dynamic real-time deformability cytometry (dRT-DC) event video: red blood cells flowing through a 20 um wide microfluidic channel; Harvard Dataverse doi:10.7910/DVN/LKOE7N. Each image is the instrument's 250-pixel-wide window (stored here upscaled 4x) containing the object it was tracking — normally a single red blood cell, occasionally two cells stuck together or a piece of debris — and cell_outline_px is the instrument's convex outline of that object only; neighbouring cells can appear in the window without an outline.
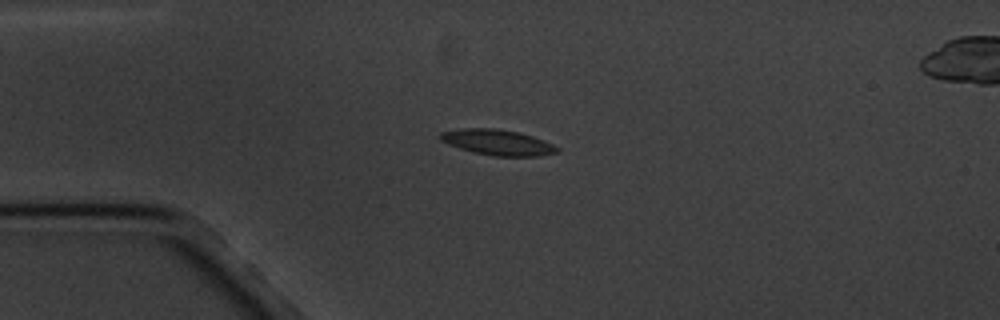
{"species": "common noctule bat (a hibernating species)", "species_latin": "Nyctalus noctula", "temperature_condition": "cold", "stored_images_in_passage": 5, "camera_frame_rate_fps": 3000, "um_per_image_px": 0.085, "animal": {"sex": "male", "body_mass_g": 20.1, "forearm_length_mm": 53.5}, "frame": {"image": 1, "passage_image": 3, "time_ms": 2.333, "image_size_px": [1000, 320], "cell_outline_px": [[560, 152], [536, 156], [492, 156], [472, 152], [448, 144], [440, 140], [440, 132], [460, 128], [496, 128], [520, 132], [544, 140], [560, 148]], "centroid_in_image_um": [42.3, 12.09], "position_along_channel_um": 42.7, "area_um2": 17.57}}